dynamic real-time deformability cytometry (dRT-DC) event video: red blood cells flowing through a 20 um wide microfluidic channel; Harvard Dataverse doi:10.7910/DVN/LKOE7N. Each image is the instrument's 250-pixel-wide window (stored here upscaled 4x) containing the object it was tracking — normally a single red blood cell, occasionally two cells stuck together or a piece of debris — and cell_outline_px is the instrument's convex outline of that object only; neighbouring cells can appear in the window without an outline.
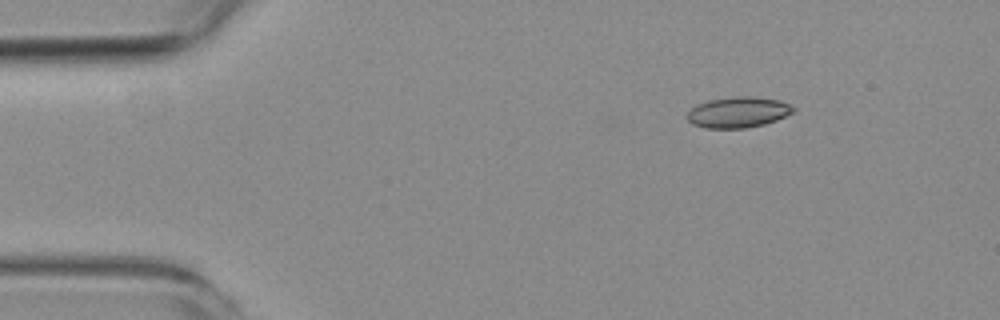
{"species": "common noctule bat (a hibernating species)", "species_latin": "Nyctalus noctula", "temperature_condition": "room temperature", "stored_images_in_passage": 4, "segment_of_instrument_passage": [2, 2], "camera_frame_rate_fps": 3000, "um_per_image_px": 0.085, "animal": {"sex": "female", "body_mass_g": 19.3, "forearm_length_mm": 54.1}, "frame": {"image": 1, "passage_image": 4, "time_ms": 3.667, "image_size_px": [1000, 320], "cell_outline_px": [[796, 112], [776, 120], [764, 124], [744, 128], [704, 128], [692, 124], [688, 120], [688, 112], [696, 104], [708, 100], [740, 96], [752, 96], [780, 100], [796, 108]], "centroid_in_image_um": [62.76, 9.54], "position_along_channel_um": 22.2, "area_um2": 19.07}}